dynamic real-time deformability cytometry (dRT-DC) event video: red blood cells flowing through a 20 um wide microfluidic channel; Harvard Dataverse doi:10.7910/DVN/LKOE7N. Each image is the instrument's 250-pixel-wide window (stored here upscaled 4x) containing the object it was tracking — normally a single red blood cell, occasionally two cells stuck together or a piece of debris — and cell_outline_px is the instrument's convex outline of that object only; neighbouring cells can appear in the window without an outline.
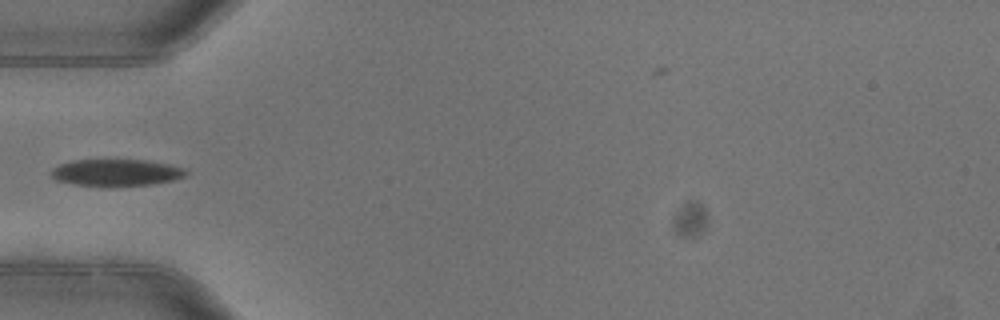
{"species": "common noctule bat (a hibernating species)", "species_latin": "Nyctalus noctula", "temperature_condition": "warm", "stored_images_in_passage": 6, "camera_frame_rate_fps": 3000, "um_per_image_px": 0.085, "animal": {"sex": "female"}, "frame": {"image": 1, "passage_image": 5, "time_ms": 1.333, "image_size_px": [1000, 320], "cell_outline_px": [[188, 176], [172, 180], [152, 184], [76, 184], [56, 180], [52, 176], [52, 168], [60, 164], [72, 160], [144, 160], [168, 164], [184, 168], [188, 172]], "centroid_in_image_um": [9.92, 14.63], "position_along_channel_um": 75.1, "area_um2": 20.29}}